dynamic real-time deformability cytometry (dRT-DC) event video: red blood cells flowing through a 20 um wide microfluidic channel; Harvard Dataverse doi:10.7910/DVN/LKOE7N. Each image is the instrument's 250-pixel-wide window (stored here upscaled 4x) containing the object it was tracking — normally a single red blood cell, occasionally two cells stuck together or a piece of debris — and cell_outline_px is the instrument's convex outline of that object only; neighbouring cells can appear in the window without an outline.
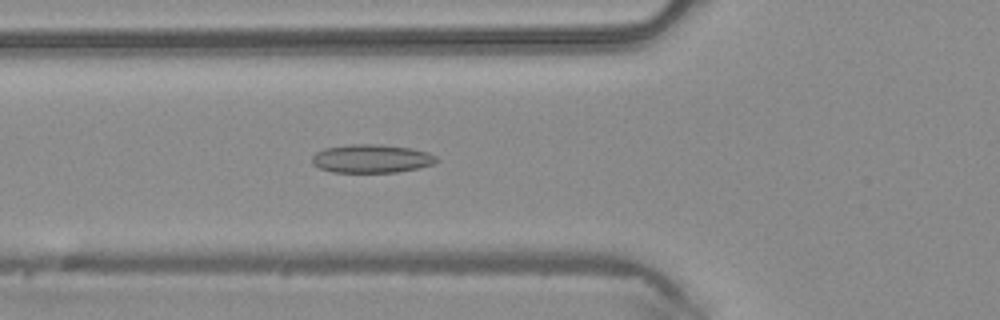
{"species": "common noctule bat (a hibernating species)", "species_latin": "Nyctalus noctula", "temperature_condition": "warm", "stored_images_in_passage": 39, "camera_frame_rate_fps": 3000, "um_per_image_px": 0.085, "animal": {"sex": "male", "body_mass_g": 20.4}, "frame": {"image": 1, "passage_image": 9, "time_ms": 2.667, "image_size_px": [1000, 320], "cell_outline_px": [[440, 160], [432, 164], [420, 168], [396, 172], [332, 172], [320, 168], [312, 164], [312, 156], [316, 152], [324, 148], [348, 144], [380, 144], [412, 148], [428, 152], [436, 156]], "centroid_in_image_um": [31.59, 13.47], "position_along_channel_um": 94.2, "area_um2": 20.81}}
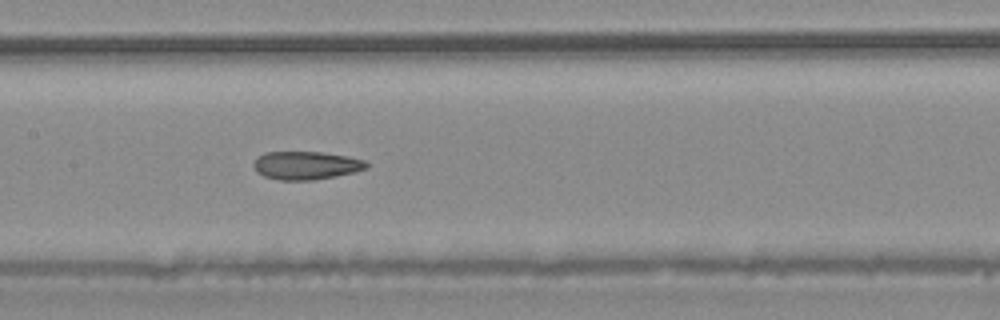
{"frame": {"image": 2, "passage_image": 15, "time_ms": 4.667, "image_size_px": [1000, 320], "cell_outline_px": [[368, 168], [356, 172], [336, 176], [312, 180], [280, 180], [264, 176], [256, 172], [252, 164], [264, 152], [320, 152], [348, 156], [364, 160], [368, 164]], "centroid_in_image_um": [26.03, 14.06], "position_along_channel_um": 181.4, "area_um2": 18.55}}
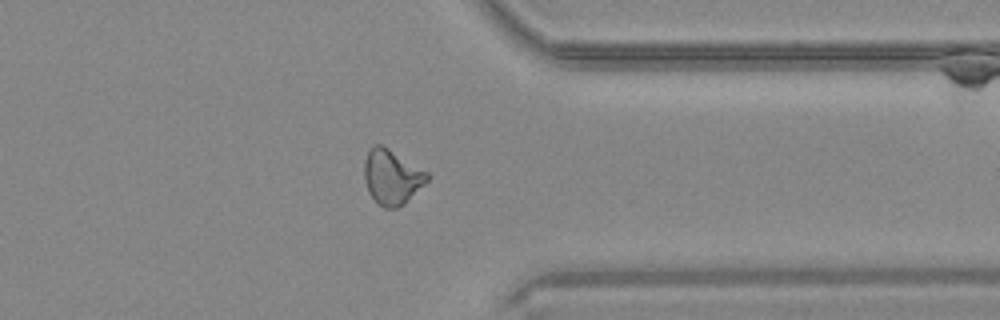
{"frame": {"image": 3, "passage_image": 29, "time_ms": 9.333, "image_size_px": [1000, 320], "cell_outline_px": [[428, 180], [404, 204], [396, 208], [384, 208], [368, 192], [364, 180], [364, 160], [368, 152], [376, 144], [380, 144], [388, 148], [428, 172]], "centroid_in_image_um": [33.29, 15.04], "position_along_channel_um": 378.1, "area_um2": 19.83}}